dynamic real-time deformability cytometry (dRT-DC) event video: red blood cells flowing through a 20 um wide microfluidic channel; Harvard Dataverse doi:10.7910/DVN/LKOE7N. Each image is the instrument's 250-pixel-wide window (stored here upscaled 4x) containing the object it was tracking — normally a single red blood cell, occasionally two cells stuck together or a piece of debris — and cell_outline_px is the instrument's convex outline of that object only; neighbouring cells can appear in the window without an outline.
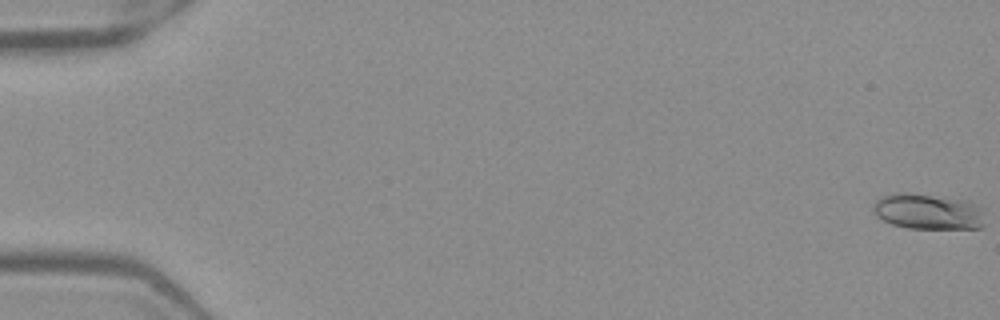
{"species": "Egyptian fruit bat (a non-hibernating species)", "species_latin": "Rousettus aegyptiacus", "temperature_condition": "warm", "stored_images_in_passage": 54, "segment_of_instrument_passage": [1, 2], "camera_frame_rate_fps": 3000, "um_per_image_px": 0.085, "frame": {"image": 1, "passage_image": 1, "time_ms": 0.0, "image_size_px": [1000, 320], "cell_outline_px": [[984, 224], [980, 228], [908, 228], [892, 224], [876, 216], [872, 212], [872, 204], [880, 196], [892, 192], [908, 192], [968, 200], [984, 208]], "centroid_in_image_um": [78.87, 17.96], "position_along_channel_um": 6.1, "area_um2": 23.76}}
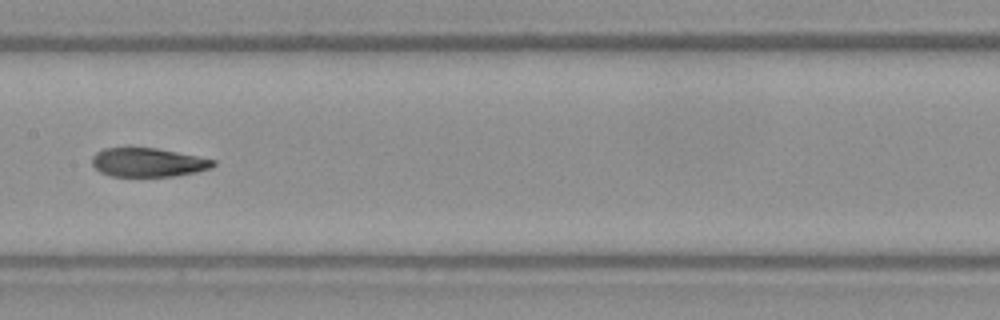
{"frame": {"image": 2, "passage_image": 28, "time_ms": 9.0, "image_size_px": [1000, 320], "cell_outline_px": [[216, 164], [212, 168], [196, 172], [176, 176], [112, 176], [100, 172], [92, 164], [92, 156], [96, 152], [104, 148], [156, 148], [216, 160]], "centroid_in_image_um": [12.59, 13.81], "position_along_channel_um": 194.8, "area_um2": 20.29}}
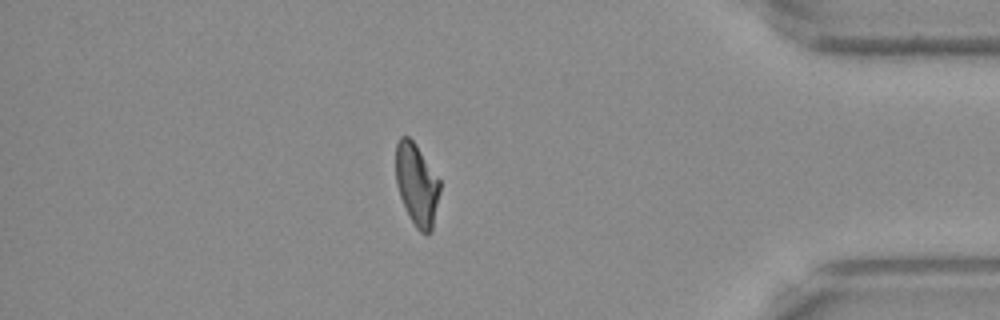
{"frame": {"image": 3, "passage_image": 46, "time_ms": 15.0, "image_size_px": [1000, 320], "cell_outline_px": [[440, 192], [432, 232], [420, 232], [416, 228], [400, 196], [396, 184], [396, 144], [400, 136], [408, 136], [416, 144], [440, 180]], "centroid_in_image_um": [35.43, 15.66], "position_along_channel_um": 399.8, "area_um2": 20.92}}